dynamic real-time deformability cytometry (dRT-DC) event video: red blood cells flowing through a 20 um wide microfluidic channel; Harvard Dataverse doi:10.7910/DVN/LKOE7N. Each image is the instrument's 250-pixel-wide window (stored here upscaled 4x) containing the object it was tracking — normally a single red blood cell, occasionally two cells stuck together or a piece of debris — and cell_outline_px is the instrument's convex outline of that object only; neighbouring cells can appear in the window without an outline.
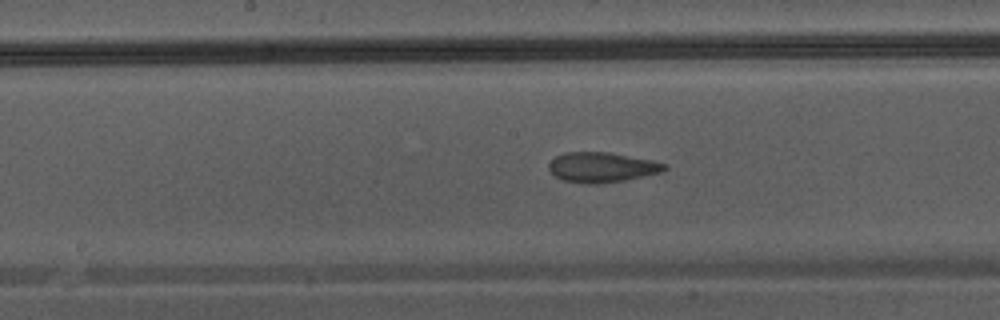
{"species": "Egyptian fruit bat (a non-hibernating species)", "species_latin": "Rousettus aegyptiacus", "temperature_condition": "warm", "stored_images_in_passage": 32, "camera_frame_rate_fps": 3000, "um_per_image_px": 0.085, "animal": {"sex": "male"}, "frame": {"image": 1, "passage_image": 10, "time_ms": 3.0, "image_size_px": [1000, 320], "cell_outline_px": [[668, 168], [660, 172], [624, 180], [596, 184], [588, 184], [564, 180], [556, 176], [548, 168], [548, 164], [556, 156], [564, 152], [608, 152], [652, 160], [668, 164]], "centroid_in_image_um": [51.16, 14.21], "position_along_channel_um": 197.0, "area_um2": 20.06}}
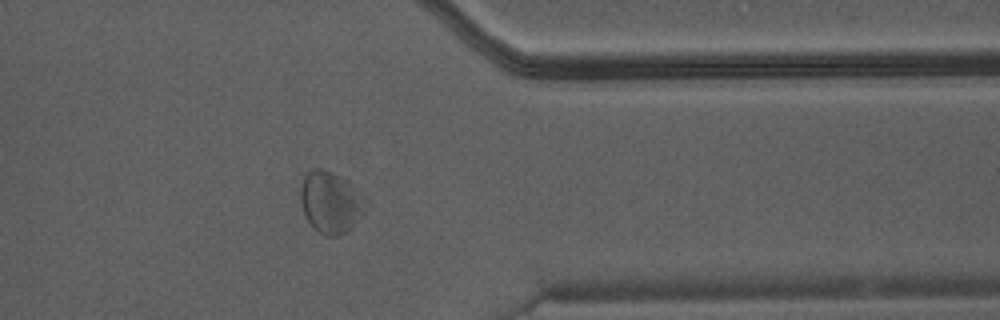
{"frame": {"image": 2, "passage_image": 23, "time_ms": 7.333, "image_size_px": [1000, 320], "cell_outline_px": [[368, 208], [344, 232], [336, 236], [328, 236], [320, 232], [304, 216], [300, 200], [300, 188], [304, 176], [308, 172], [316, 168], [320, 168], [332, 172], [348, 180], [352, 184], [368, 204]], "centroid_in_image_um": [28.08, 17.16], "position_along_channel_um": 383.3, "area_um2": 23.0}}
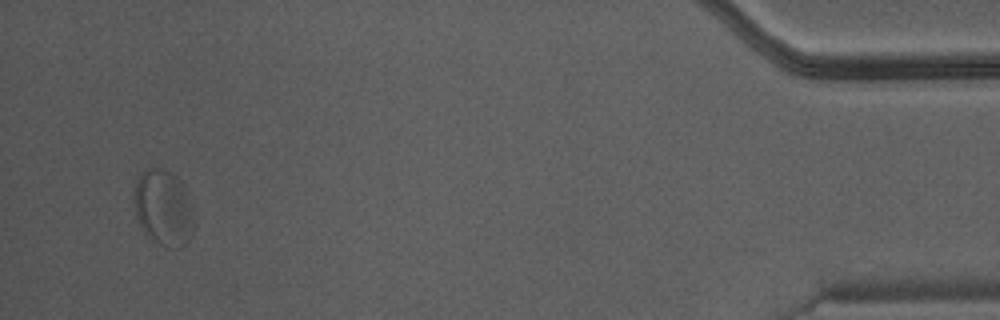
{"frame": {"image": 3, "passage_image": 30, "time_ms": 9.667, "image_size_px": [1000, 320], "cell_outline_px": [[192, 232], [188, 240], [180, 248], [176, 248], [160, 244], [148, 236], [144, 232], [136, 216], [132, 200], [132, 192], [136, 180], [140, 172], [148, 168], [160, 168], [176, 176], [184, 184], [192, 228]], "centroid_in_image_um": [13.79, 17.62], "position_along_channel_um": 421.4, "area_um2": 26.01}}